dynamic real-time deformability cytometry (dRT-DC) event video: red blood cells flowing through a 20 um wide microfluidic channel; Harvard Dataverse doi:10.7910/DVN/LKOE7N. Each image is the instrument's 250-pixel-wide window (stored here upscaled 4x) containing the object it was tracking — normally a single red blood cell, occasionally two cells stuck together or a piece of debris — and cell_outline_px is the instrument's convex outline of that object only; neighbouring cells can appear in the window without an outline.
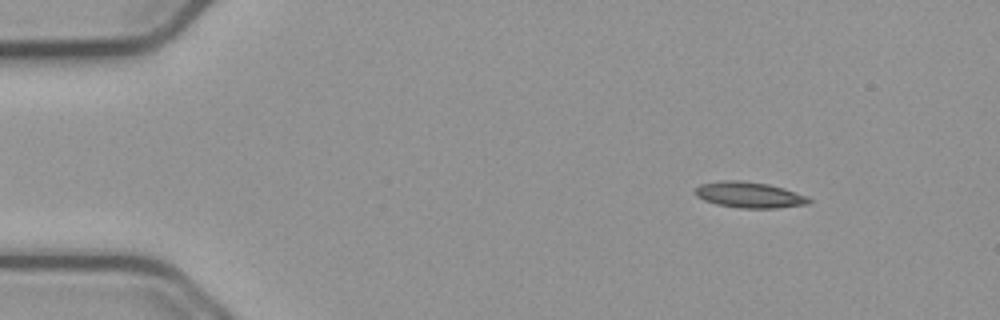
{"species": "common noctule bat (a hibernating species)", "species_latin": "Nyctalus noctula", "temperature_condition": "cold", "stored_images_in_passage": 54, "camera_frame_rate_fps": 3000, "um_per_image_px": 0.085, "animal": {"sex": "male", "body_mass_g": 23.1, "forearm_length_mm": 52.7}, "frame": {"image": 1, "passage_image": 6, "time_ms": 1.667, "image_size_px": [1000, 320], "cell_outline_px": [[812, 200], [808, 204], [776, 208], [740, 208], [716, 204], [704, 200], [696, 196], [692, 192], [700, 184], [720, 180], [740, 180], [768, 184], [784, 188], [808, 196]], "centroid_in_image_um": [63.67, 16.56], "position_along_channel_um": 21.3, "area_um2": 17.34}}
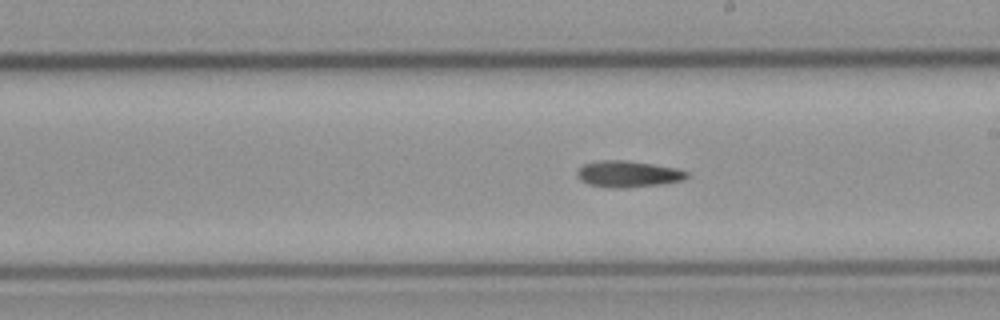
{"frame": {"image": 2, "passage_image": 30, "time_ms": 9.667, "image_size_px": [1000, 320], "cell_outline_px": [[688, 176], [684, 180], [660, 184], [628, 188], [608, 188], [588, 184], [580, 180], [576, 176], [576, 172], [584, 164], [600, 160], [624, 160], [652, 164], [676, 168], [688, 172]], "centroid_in_image_um": [53.36, 14.8], "position_along_channel_um": 235.6, "area_um2": 16.94}}
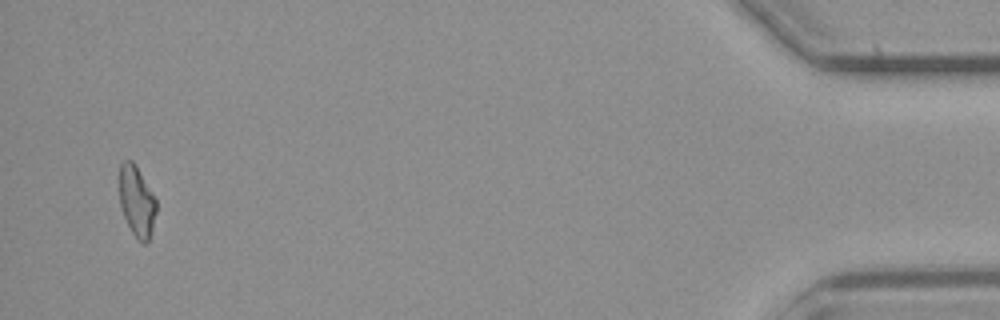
{"frame": {"image": 3, "passage_image": 52, "time_ms": 17.0, "image_size_px": [1000, 320], "cell_outline_px": [[156, 212], [152, 232], [148, 240], [144, 244], [140, 244], [136, 240], [120, 208], [120, 164], [124, 160], [132, 160], [156, 200]], "centroid_in_image_um": [11.62, 17.17], "position_along_channel_um": 423.6, "area_um2": 15.03}}